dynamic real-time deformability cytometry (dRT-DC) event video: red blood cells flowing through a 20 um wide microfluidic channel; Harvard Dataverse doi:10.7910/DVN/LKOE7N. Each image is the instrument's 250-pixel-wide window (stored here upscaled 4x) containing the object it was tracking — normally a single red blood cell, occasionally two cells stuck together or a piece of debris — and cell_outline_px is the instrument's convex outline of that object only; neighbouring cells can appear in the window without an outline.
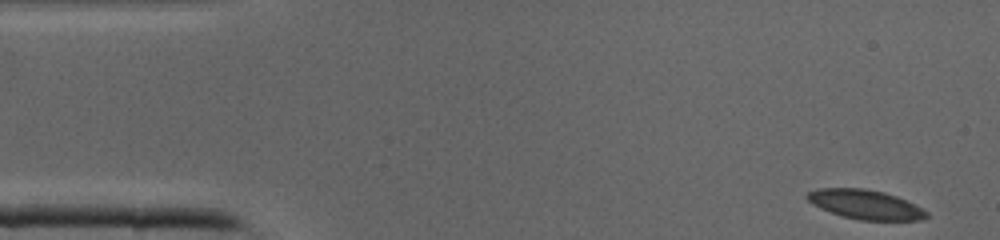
{"species": "common noctule bat (a hibernating species)", "species_latin": "Nyctalus noctula", "temperature_condition": "cold", "stored_images_in_passage": 42, "camera_frame_rate_fps": 3000, "um_per_image_px": 0.085, "animal": {"sex": "male", "body_mass_g": 19.0, "forearm_length_mm": 50.8}, "frame": {"image": 1, "passage_image": 1, "time_ms": 0.0, "image_size_px": [1000, 240], "cell_outline_px": [[928, 216], [920, 220], [860, 220], [844, 216], [820, 208], [812, 204], [804, 196], [808, 192], [816, 188], [864, 188], [884, 192], [896, 196], [928, 212]], "centroid_in_image_um": [73.51, 17.37], "position_along_channel_um": 11.5, "area_um2": 20.17}}
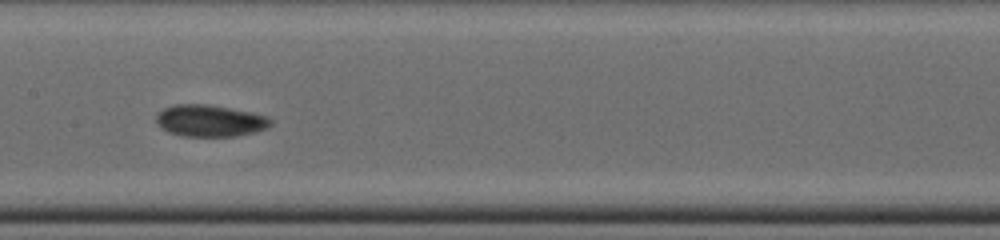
{"frame": {"image": 2, "passage_image": 19, "time_ms": 6.0, "image_size_px": [1000, 240], "cell_outline_px": [[272, 124], [268, 128], [256, 132], [236, 136], [180, 136], [168, 132], [156, 120], [156, 116], [164, 108], [176, 104], [208, 104], [268, 116], [272, 120]], "centroid_in_image_um": [17.88, 10.27], "position_along_channel_um": 189.5, "area_um2": 21.04}}
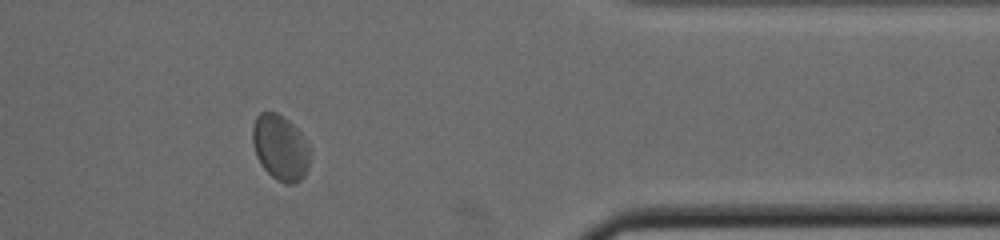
{"frame": {"image": 3, "passage_image": 33, "time_ms": 10.667, "image_size_px": [1000, 240], "cell_outline_px": [[308, 168], [304, 176], [296, 184], [288, 184], [276, 180], [264, 168], [256, 156], [252, 144], [252, 128], [256, 116], [260, 112], [276, 112], [288, 120], [300, 132], [308, 144]], "centroid_in_image_um": [23.8, 12.54], "position_along_channel_um": 387.6, "area_um2": 21.85}}